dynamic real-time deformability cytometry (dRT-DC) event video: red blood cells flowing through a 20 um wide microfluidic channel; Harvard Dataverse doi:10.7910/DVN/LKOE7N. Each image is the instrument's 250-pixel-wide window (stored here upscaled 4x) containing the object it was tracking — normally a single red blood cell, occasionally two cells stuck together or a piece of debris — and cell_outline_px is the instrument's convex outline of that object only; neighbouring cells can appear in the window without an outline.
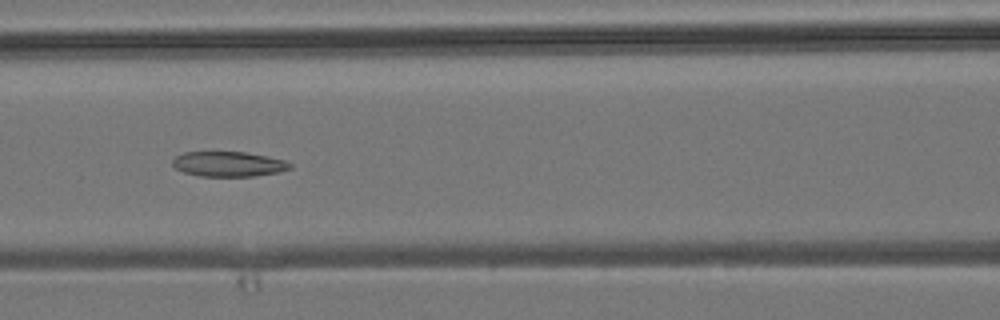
{"species": "common noctule bat (a hibernating species)", "species_latin": "Nyctalus noctula", "temperature_condition": "room temperature", "stored_images_in_passage": 9, "camera_frame_rate_fps": 3000, "um_per_image_px": 0.085, "animal": {"sex": "male", "body_mass_g": 19.2, "forearm_length_mm": 51.8}, "frame": {"image": 1, "passage_image": 7, "time_ms": 7.0, "image_size_px": [1000, 320], "cell_outline_px": [[292, 168], [280, 172], [252, 176], [200, 176], [184, 172], [176, 168], [172, 164], [172, 160], [176, 156], [184, 152], [244, 152], [268, 156], [284, 160], [292, 164]], "centroid_in_image_um": [19.44, 13.94], "position_along_channel_um": 147.2, "area_um2": 17.11}}
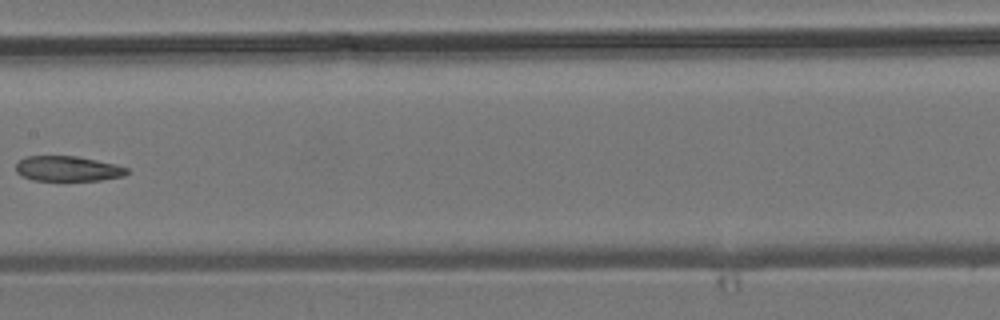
{"frame": {"image": 2, "passage_image": 8, "time_ms": 8.333, "image_size_px": [1000, 320], "cell_outline_px": [[128, 172], [124, 176], [100, 180], [32, 180], [20, 176], [16, 172], [16, 164], [24, 156], [76, 156], [116, 164], [128, 168]], "centroid_in_image_um": [5.74, 14.33], "position_along_channel_um": 201.7, "area_um2": 16.3}}
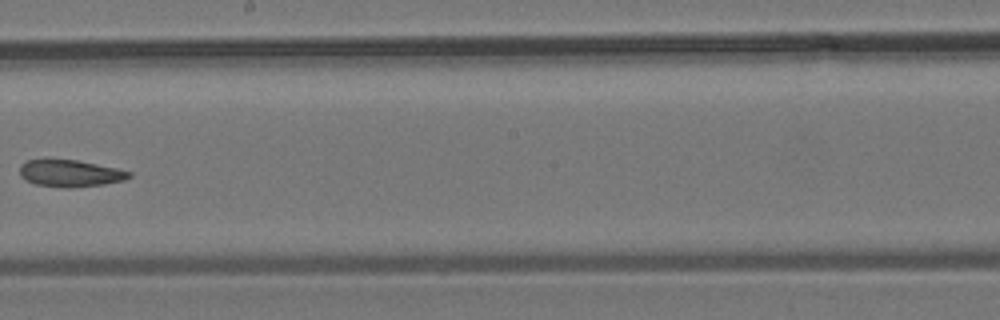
{"frame": {"image": 3, "passage_image": 9, "time_ms": 9.333, "image_size_px": [1000, 320], "cell_outline_px": [[132, 176], [124, 180], [104, 184], [72, 188], [60, 188], [36, 184], [20, 176], [20, 164], [28, 160], [76, 160], [116, 168], [132, 172]], "centroid_in_image_um": [5.98, 14.75], "position_along_channel_um": 242.2, "area_um2": 17.05}}